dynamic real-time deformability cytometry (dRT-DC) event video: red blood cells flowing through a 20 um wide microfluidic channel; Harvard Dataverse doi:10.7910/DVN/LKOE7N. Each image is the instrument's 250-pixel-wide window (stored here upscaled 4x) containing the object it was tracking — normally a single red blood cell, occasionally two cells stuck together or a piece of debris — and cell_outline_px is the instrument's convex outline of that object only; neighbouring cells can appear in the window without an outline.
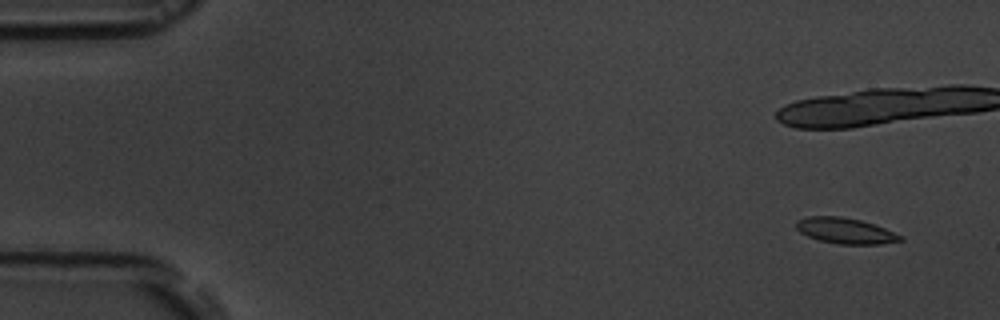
{"species": "common noctule bat (a hibernating species)", "species_latin": "Nyctalus noctula", "temperature_condition": "room temperature", "stored_images_in_passage": 5, "camera_frame_rate_fps": 3000, "um_per_image_px": 0.085, "animal": {"sex": "male", "body_mass_g": 19.5, "forearm_length_mm": 54.6}, "frame": {"image": 1, "passage_image": 2, "time_ms": 1.0, "image_size_px": [1000, 320], "cell_outline_px": [[904, 240], [880, 244], [836, 244], [820, 240], [808, 236], [800, 232], [796, 228], [796, 220], [808, 216], [840, 216], [860, 220], [884, 228], [904, 236]], "centroid_in_image_um": [71.85, 19.61], "position_along_channel_um": 13.1, "area_um2": 15.61}}